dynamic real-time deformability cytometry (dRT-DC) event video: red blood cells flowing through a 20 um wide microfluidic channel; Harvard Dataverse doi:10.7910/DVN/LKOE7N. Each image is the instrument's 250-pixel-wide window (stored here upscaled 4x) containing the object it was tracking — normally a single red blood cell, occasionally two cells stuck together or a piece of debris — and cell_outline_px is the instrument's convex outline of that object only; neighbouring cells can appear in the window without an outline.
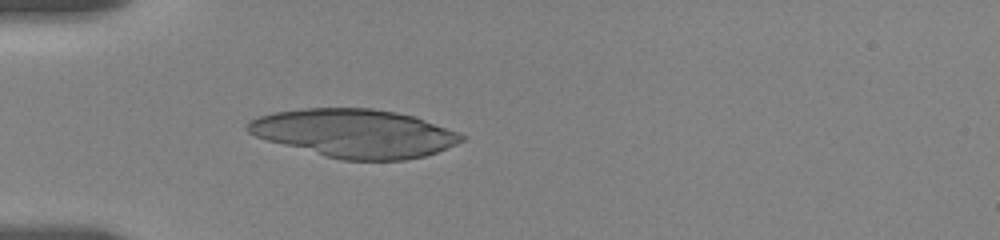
{"species": "human", "species_latin": "Homo sapiens", "temperature_condition": "room temperature", "stored_images_in_passage": 9, "camera_frame_rate_fps": 3000, "um_per_image_px": 0.085, "donor": {"sex": "female"}, "frame": {"image": 1, "passage_image": 3, "time_ms": 1.333, "image_size_px": [1000, 240], "cell_outline_px": [[468, 136], [464, 140], [456, 144], [436, 152], [424, 156], [404, 160], [344, 160], [324, 156], [268, 140], [256, 136], [248, 132], [244, 128], [248, 120], [272, 112], [300, 108], [372, 108], [396, 112], [412, 116], [424, 120]], "centroid_in_image_um": [30.11, 11.32], "position_along_channel_um": 54.9, "area_um2": 60.0}}